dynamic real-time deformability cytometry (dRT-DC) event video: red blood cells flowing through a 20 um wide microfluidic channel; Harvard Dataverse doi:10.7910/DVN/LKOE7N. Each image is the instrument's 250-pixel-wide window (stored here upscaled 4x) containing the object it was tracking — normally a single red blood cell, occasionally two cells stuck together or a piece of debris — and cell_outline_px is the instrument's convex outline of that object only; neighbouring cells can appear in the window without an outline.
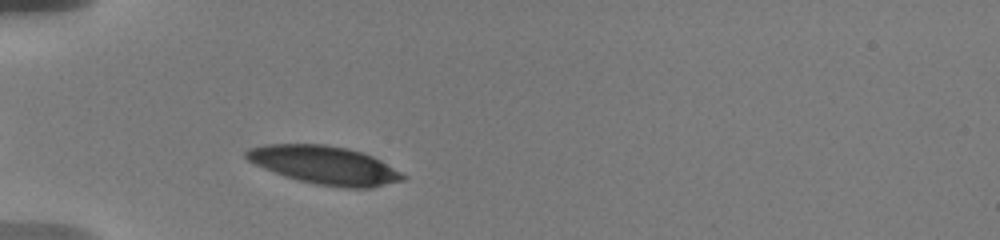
{"species": "human", "species_latin": "Homo sapiens", "temperature_condition": "warm", "stored_images_in_passage": 4, "camera_frame_rate_fps": 3000, "um_per_image_px": 0.085, "donor": {"sex": "male"}, "frame": {"image": 1, "passage_image": 2, "time_ms": 0.667, "image_size_px": [1000, 240], "cell_outline_px": [[408, 176], [404, 180], [372, 188], [344, 188], [316, 184], [284, 176], [264, 168], [248, 160], [244, 156], [244, 152], [248, 148], [264, 144], [324, 144], [348, 148], [372, 156], [380, 160]], "centroid_in_image_um": [27.59, 14.03], "position_along_channel_um": 57.4, "area_um2": 34.91}}
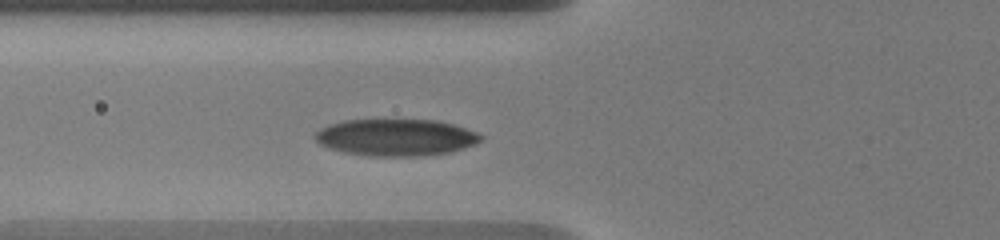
{"frame": {"image": 2, "passage_image": 4, "time_ms": 2.0, "image_size_px": [1000, 240], "cell_outline_px": [[484, 140], [476, 144], [452, 152], [420, 156], [372, 156], [344, 152], [328, 148], [320, 144], [316, 140], [316, 132], [332, 124], [344, 120], [436, 120], [452, 124], [476, 132], [484, 136]], "centroid_in_image_um": [33.71, 11.69], "position_along_channel_um": 92.1, "area_um2": 35.43}}